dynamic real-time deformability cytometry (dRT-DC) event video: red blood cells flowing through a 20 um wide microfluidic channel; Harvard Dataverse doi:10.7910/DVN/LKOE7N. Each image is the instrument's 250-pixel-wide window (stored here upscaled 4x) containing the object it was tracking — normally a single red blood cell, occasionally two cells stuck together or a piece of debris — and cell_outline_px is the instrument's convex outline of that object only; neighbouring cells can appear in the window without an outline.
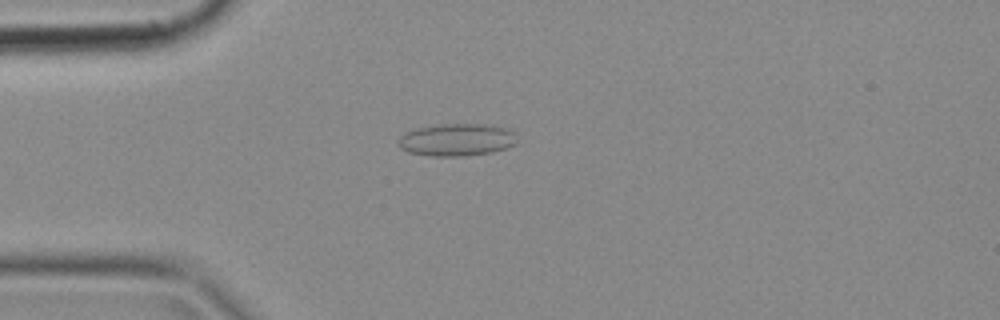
{"species": "common noctule bat (a hibernating species)", "species_latin": "Nyctalus noctula", "temperature_condition": "cold", "stored_images_in_passage": 38, "camera_frame_rate_fps": 3000, "um_per_image_px": 0.085, "animal": {"sex": "female", "body_mass_g": 18.4}, "frame": {"image": 1, "passage_image": 1, "time_ms": 0.0, "image_size_px": [1000, 320], "cell_outline_px": [[516, 144], [508, 148], [492, 152], [464, 156], [432, 156], [408, 152], [400, 148], [396, 140], [400, 136], [416, 128], [440, 124], [496, 124], [508, 128], [516, 132]], "centroid_in_image_um": [38.87, 11.87], "position_along_channel_um": 46.1, "area_um2": 22.83}}
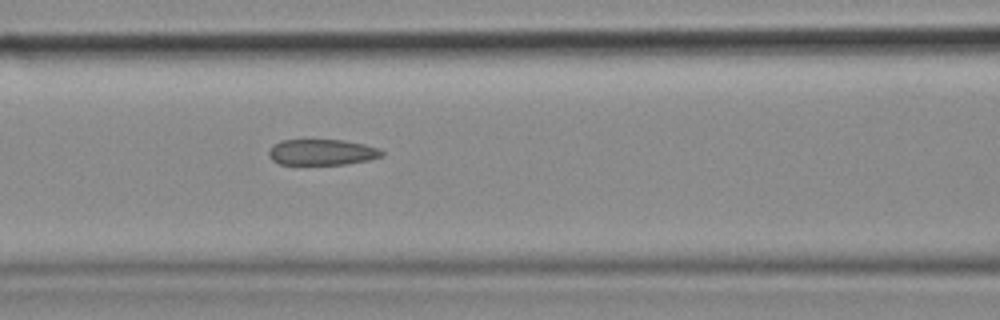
{"frame": {"image": 2, "passage_image": 9, "time_ms": 2.667, "image_size_px": [1000, 320], "cell_outline_px": [[384, 156], [368, 160], [344, 164], [280, 164], [272, 160], [268, 156], [268, 152], [272, 144], [280, 140], [344, 140], [364, 144], [380, 148], [384, 152]], "centroid_in_image_um": [27.36, 12.93], "position_along_channel_um": 139.2, "area_um2": 17.17}}
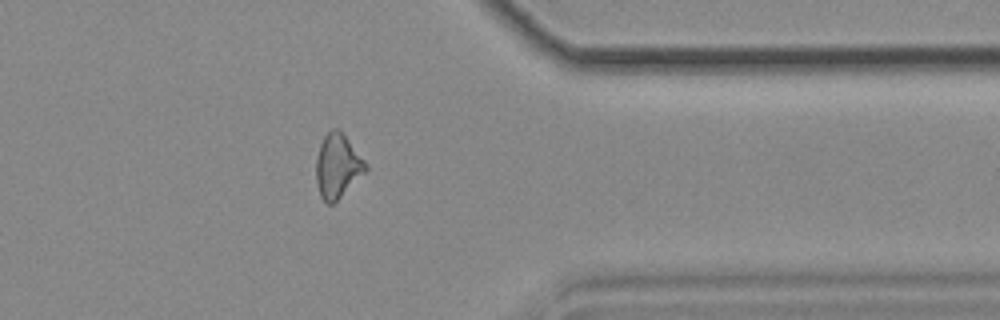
{"frame": {"image": 3, "passage_image": 28, "time_ms": 9.0, "image_size_px": [1000, 320], "cell_outline_px": [[368, 168], [332, 204], [328, 204], [320, 196], [316, 184], [316, 156], [320, 144], [324, 136], [332, 128], [336, 128], [344, 136], [364, 160]], "centroid_in_image_um": [28.64, 14.11], "position_along_channel_um": 382.8, "area_um2": 17.86}}